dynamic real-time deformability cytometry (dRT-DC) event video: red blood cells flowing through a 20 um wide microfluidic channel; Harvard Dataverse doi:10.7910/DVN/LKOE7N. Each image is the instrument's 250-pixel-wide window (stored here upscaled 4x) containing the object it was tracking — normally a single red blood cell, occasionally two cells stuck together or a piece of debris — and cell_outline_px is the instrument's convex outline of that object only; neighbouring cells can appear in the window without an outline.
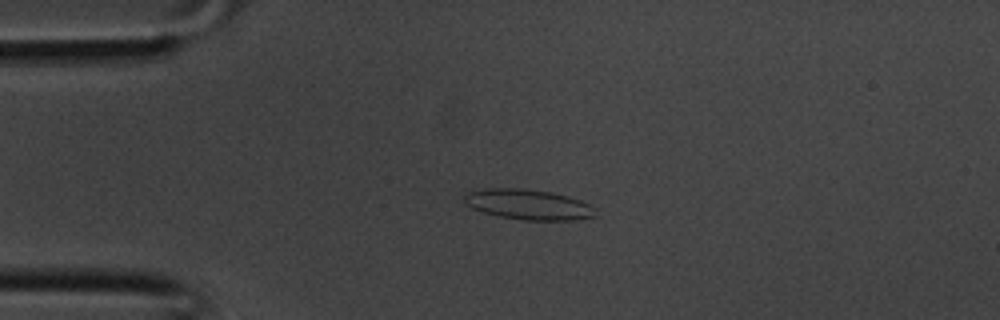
{"species": "common noctule bat (a hibernating species)", "species_latin": "Nyctalus noctula", "temperature_condition": "room temperature", "stored_images_in_passage": 36, "camera_frame_rate_fps": 3000, "um_per_image_px": 0.085, "animal": {"sex": "male", "body_mass_g": 20.1, "forearm_length_mm": 53.5}, "frame": {"image": 1, "passage_image": 8, "time_ms": 2.333, "image_size_px": [1000, 320], "cell_outline_px": [[596, 216], [576, 220], [524, 220], [496, 216], [472, 208], [464, 204], [464, 196], [468, 192], [484, 188], [524, 188], [552, 192], [568, 196], [580, 200], [596, 208]], "centroid_in_image_um": [44.91, 17.38], "position_along_channel_um": 40.1, "area_um2": 23.41}}
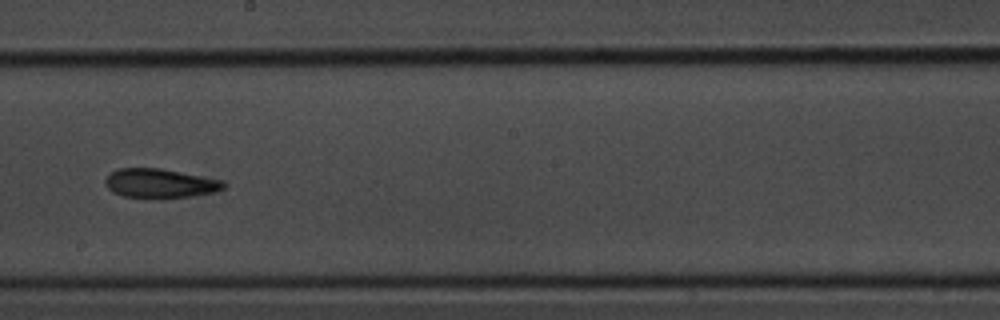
{"frame": {"image": 2, "passage_image": 20, "time_ms": 6.333, "image_size_px": [1000, 320], "cell_outline_px": [[228, 184], [224, 188], [212, 192], [168, 200], [152, 200], [124, 196], [112, 192], [104, 184], [104, 180], [116, 168], [160, 168], [224, 180]], "centroid_in_image_um": [13.59, 15.61], "position_along_channel_um": 234.6, "area_um2": 20.81}}
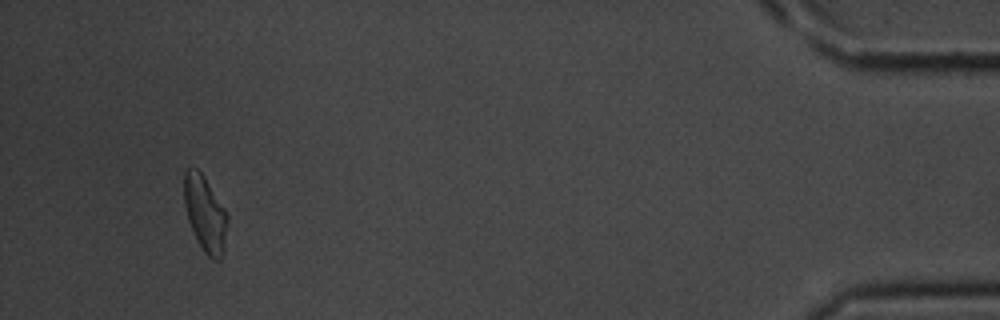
{"frame": {"image": 3, "passage_image": 34, "time_ms": 11.0, "image_size_px": [1000, 320], "cell_outline_px": [[228, 224], [224, 252], [220, 260], [212, 260], [204, 252], [188, 220], [184, 204], [184, 172], [188, 168], [196, 168], [204, 176], [224, 208], [228, 216]], "centroid_in_image_um": [17.45, 18.18], "position_along_channel_um": 417.7, "area_um2": 19.07}}